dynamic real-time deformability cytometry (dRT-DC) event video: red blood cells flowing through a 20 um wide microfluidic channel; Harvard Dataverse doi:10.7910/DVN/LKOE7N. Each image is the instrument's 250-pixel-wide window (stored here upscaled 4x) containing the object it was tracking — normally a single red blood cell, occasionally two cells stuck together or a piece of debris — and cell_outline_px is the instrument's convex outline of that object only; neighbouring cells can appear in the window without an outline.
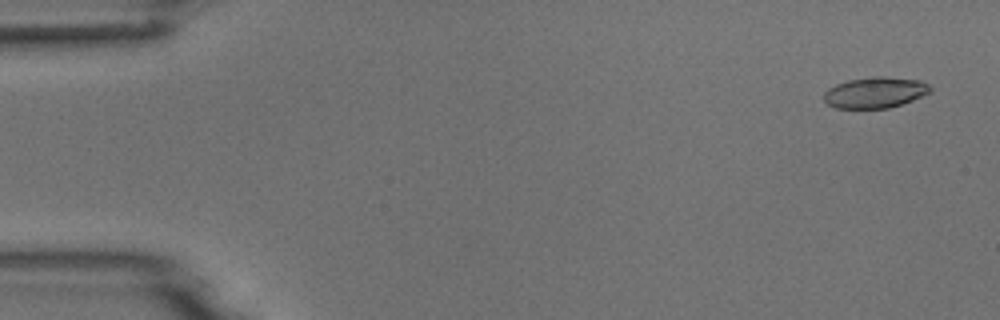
{"species": "common noctule bat (a hibernating species)", "species_latin": "Nyctalus noctula", "temperature_condition": "room temperature", "stored_images_in_passage": 5, "camera_frame_rate_fps": 3000, "um_per_image_px": 0.085, "animal": {"sex": "male", "body_mass_g": 18.8}, "frame": {"image": 1, "passage_image": 1, "time_ms": 0.0, "image_size_px": [1000, 320], "cell_outline_px": [[932, 92], [912, 100], [888, 108], [836, 108], [828, 104], [824, 100], [824, 92], [828, 88], [836, 84], [848, 80], [876, 76], [884, 76], [920, 80], [928, 84], [932, 88]], "centroid_in_image_um": [74.39, 7.85], "position_along_channel_um": 10.6, "area_um2": 19.19}}
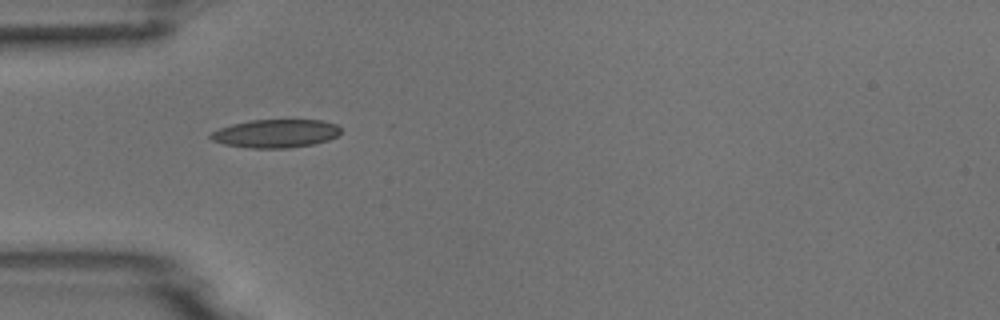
{"frame": {"image": 2, "passage_image": 4, "time_ms": 4.667, "image_size_px": [1000, 320], "cell_outline_px": [[340, 132], [336, 136], [328, 140], [312, 144], [288, 148], [252, 148], [224, 144], [212, 140], [208, 136], [212, 132], [220, 128], [232, 124], [248, 120], [324, 120], [336, 124], [340, 128]], "centroid_in_image_um": [23.43, 11.34], "position_along_channel_um": 61.6, "area_um2": 21.39}}